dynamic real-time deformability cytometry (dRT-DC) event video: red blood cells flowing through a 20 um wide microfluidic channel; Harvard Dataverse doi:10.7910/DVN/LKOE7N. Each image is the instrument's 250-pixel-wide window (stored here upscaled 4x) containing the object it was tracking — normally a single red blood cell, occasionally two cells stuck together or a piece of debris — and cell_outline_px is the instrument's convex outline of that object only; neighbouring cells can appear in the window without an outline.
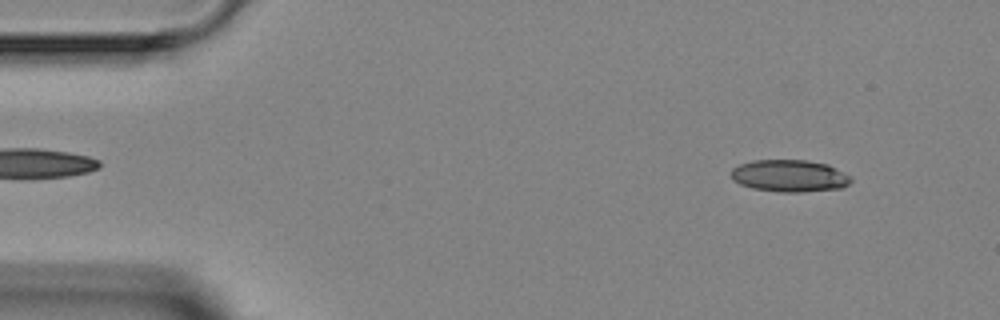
{"species": "Egyptian fruit bat (a non-hibernating species)", "species_latin": "Rousettus aegyptiacus", "temperature_condition": "room temperature", "stored_images_in_passage": 4, "camera_frame_rate_fps": 3000, "um_per_image_px": 0.085, "animal": {"sex": "female"}, "frame": {"image": 1, "passage_image": 1, "time_ms": 0.0, "image_size_px": [1000, 320], "cell_outline_px": [[852, 180], [848, 184], [840, 188], [800, 192], [776, 192], [752, 188], [740, 184], [732, 180], [732, 168], [740, 164], [752, 160], [808, 160], [828, 164], [852, 176]], "centroid_in_image_um": [67.11, 14.94], "position_along_channel_um": 17.9, "area_um2": 22.54}}
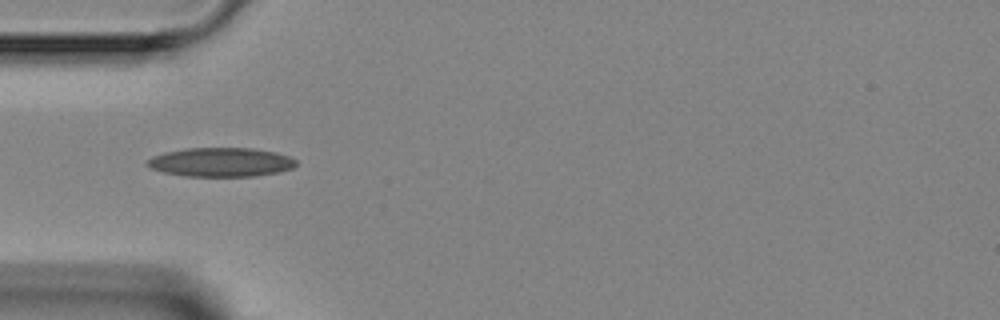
{"frame": {"image": 2, "passage_image": 4, "time_ms": 3.333, "image_size_px": [1000, 320], "cell_outline_px": [[296, 164], [292, 168], [280, 172], [256, 176], [184, 176], [164, 172], [152, 168], [144, 164], [152, 156], [164, 152], [184, 148], [252, 148], [276, 152], [288, 156], [296, 160]], "centroid_in_image_um": [18.77, 13.78], "position_along_channel_um": 66.2, "area_um2": 25.26}}